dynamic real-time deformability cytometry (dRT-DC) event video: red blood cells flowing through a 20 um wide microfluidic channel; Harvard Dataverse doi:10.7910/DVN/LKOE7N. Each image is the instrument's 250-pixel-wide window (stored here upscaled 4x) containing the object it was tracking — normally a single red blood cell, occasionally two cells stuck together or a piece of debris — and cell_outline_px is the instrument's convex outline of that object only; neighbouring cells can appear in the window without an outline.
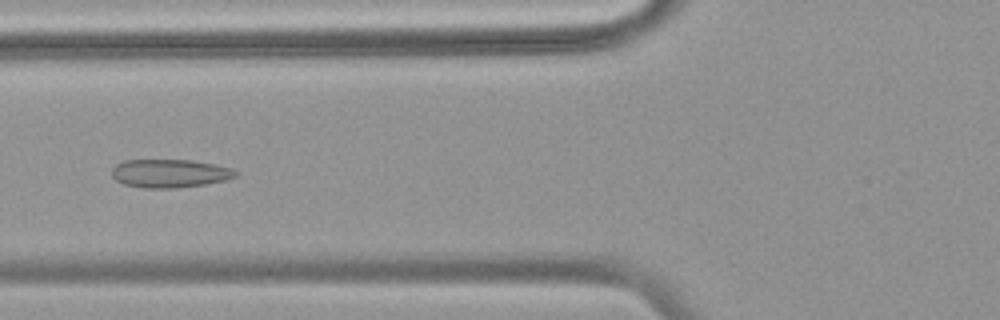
{"species": "common noctule bat (a hibernating species)", "species_latin": "Nyctalus noctula", "temperature_condition": "warm", "stored_images_in_passage": 38, "camera_frame_rate_fps": 3000, "um_per_image_px": 0.085, "animal": {"sex": "female", "body_mass_g": 18.4}, "frame": {"image": 1, "passage_image": 5, "time_ms": 1.333, "image_size_px": [1000, 320], "cell_outline_px": [[236, 176], [228, 180], [204, 184], [172, 188], [144, 188], [124, 184], [116, 180], [112, 176], [112, 168], [116, 164], [124, 160], [192, 160], [232, 168], [236, 172]], "centroid_in_image_um": [14.41, 14.73], "position_along_channel_um": 111.4, "area_um2": 20.35}}
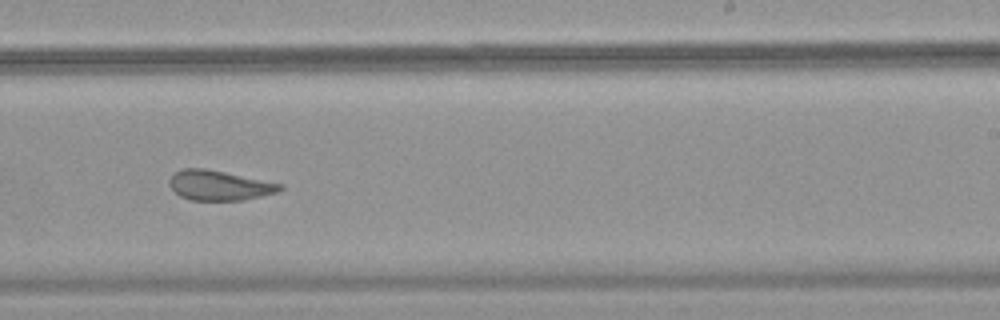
{"frame": {"image": 2, "passage_image": 18, "time_ms": 5.667, "image_size_px": [1000, 320], "cell_outline_px": [[284, 188], [280, 192], [244, 200], [192, 200], [180, 196], [168, 184], [168, 180], [180, 168], [204, 168], [284, 184]], "centroid_in_image_um": [18.67, 15.76], "position_along_channel_um": 270.3, "area_um2": 19.31}}
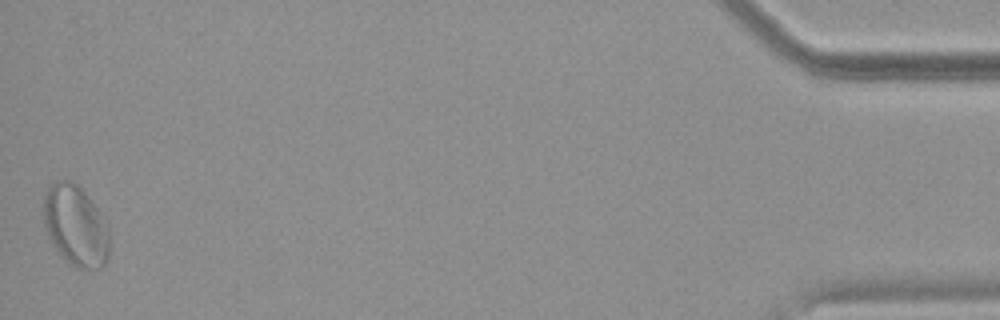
{"frame": {"image": 3, "passage_image": 38, "time_ms": 12.333, "image_size_px": [1000, 320], "cell_outline_px": [[108, 260], [100, 268], [76, 268], [68, 264], [60, 256], [52, 244], [48, 236], [44, 224], [44, 196], [48, 188], [56, 180], [68, 180], [76, 184], [80, 188], [100, 212], [108, 228]], "centroid_in_image_um": [6.4, 19.22], "position_along_channel_um": 428.8, "area_um2": 30.87}, "authors_computed_cell_mechanics": {"area_um2": 20.3456, "velocity_mm_per_s": 3.6783, "shape_relaxation_time_tau1_ms": null, "shape_relaxation_time_tau2_ms": 1.7597, "deformation_change_tau1": null, "deformation_change_tau2": 0.0785}}